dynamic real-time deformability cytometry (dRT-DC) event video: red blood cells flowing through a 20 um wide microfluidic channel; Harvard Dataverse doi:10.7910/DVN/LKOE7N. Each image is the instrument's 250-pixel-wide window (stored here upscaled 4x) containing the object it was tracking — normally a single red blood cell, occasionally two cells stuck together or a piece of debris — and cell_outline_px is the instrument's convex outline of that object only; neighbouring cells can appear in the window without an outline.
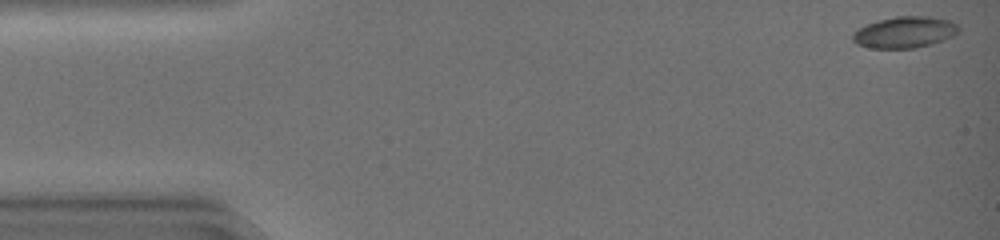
{"species": "common noctule bat (a hibernating species)", "species_latin": "Nyctalus noctula", "temperature_condition": "warm", "stored_images_in_passage": 42, "camera_frame_rate_fps": 3000, "um_per_image_px": 0.085, "animal": {"sex": "female", "body_mass_g": 19.0, "forearm_length_mm": 51.5}, "frame": {"image": 1, "passage_image": 1, "time_ms": 0.0, "image_size_px": [1000, 240], "cell_outline_px": [[960, 32], [944, 40], [916, 48], [872, 48], [856, 44], [852, 40], [852, 32], [868, 24], [880, 20], [896, 16], [928, 16], [948, 20], [956, 24], [960, 28]], "centroid_in_image_um": [76.91, 2.74], "position_along_channel_um": 8.1, "area_um2": 19.31}}
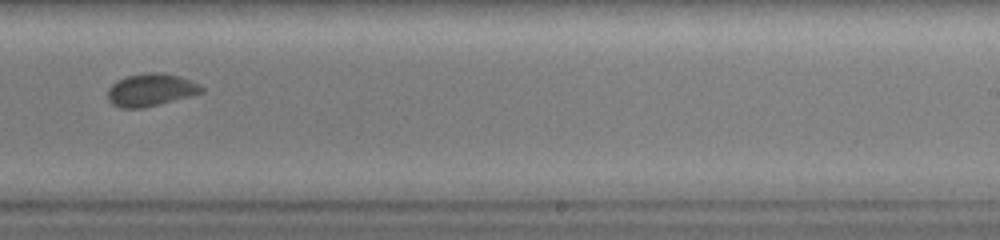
{"frame": {"image": 2, "passage_image": 28, "time_ms": 9.0, "image_size_px": [1000, 240], "cell_outline_px": [[204, 92], [160, 104], [144, 108], [120, 108], [112, 104], [108, 100], [108, 88], [116, 80], [124, 76], [148, 72], [160, 72], [180, 76], [200, 84], [204, 88]], "centroid_in_image_um": [12.8, 7.63], "position_along_channel_um": 276.2, "area_um2": 18.03}}
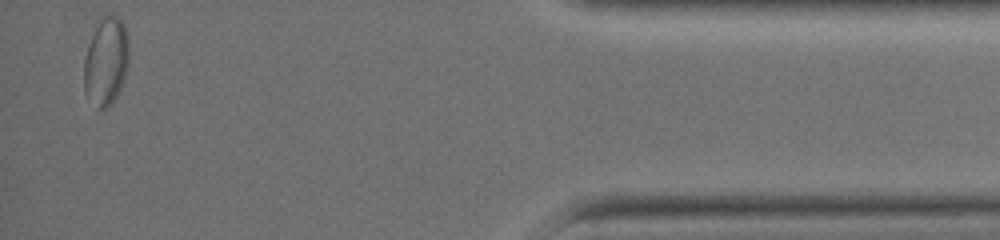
{"frame": {"image": 3, "passage_image": 42, "time_ms": 13.667, "image_size_px": [1000, 240], "cell_outline_px": [[128, 68], [124, 80], [116, 96], [104, 108], [96, 108], [84, 92], [84, 60], [88, 44], [100, 16], [112, 12], [124, 24], [128, 36]], "centroid_in_image_um": [9.01, 5.16], "position_along_channel_um": 426.2, "area_um2": 23.24}, "authors_computed_cell_mechanics": {"area_um2": 18.0625, "velocity_mm_per_s": 4.4134, "shape_relaxation_time_tau1_ms": 2.286, "shape_relaxation_time_tau2_ms": null, "deformation_change_tau1": 0.077, "deformation_change_tau2": null}}